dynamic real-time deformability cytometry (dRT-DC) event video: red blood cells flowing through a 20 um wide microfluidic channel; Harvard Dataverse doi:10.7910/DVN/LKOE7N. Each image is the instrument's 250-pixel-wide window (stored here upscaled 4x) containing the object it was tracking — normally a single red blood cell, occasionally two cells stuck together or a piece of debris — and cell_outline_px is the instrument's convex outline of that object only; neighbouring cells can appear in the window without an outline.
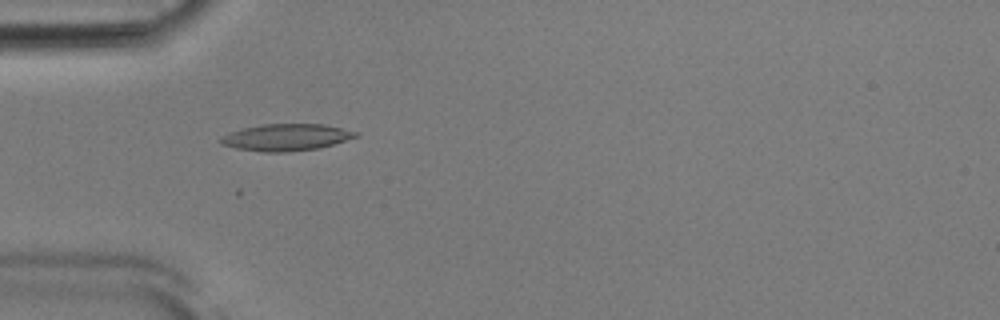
{"species": "Egyptian fruit bat (a non-hibernating species)", "species_latin": "Rousettus aegyptiacus", "temperature_condition": "room temperature", "stored_images_in_passage": 52, "camera_frame_rate_fps": 3000, "um_per_image_px": 0.085, "animal": {"sex": "male"}, "frame": {"image": 1, "passage_image": 16, "time_ms": 5.0, "image_size_px": [1000, 320], "cell_outline_px": [[360, 136], [320, 148], [288, 152], [264, 152], [236, 148], [220, 144], [220, 136], [244, 128], [264, 124], [324, 124], [360, 132]], "centroid_in_image_um": [24.37, 11.67], "position_along_channel_um": 60.6, "area_um2": 21.15}}
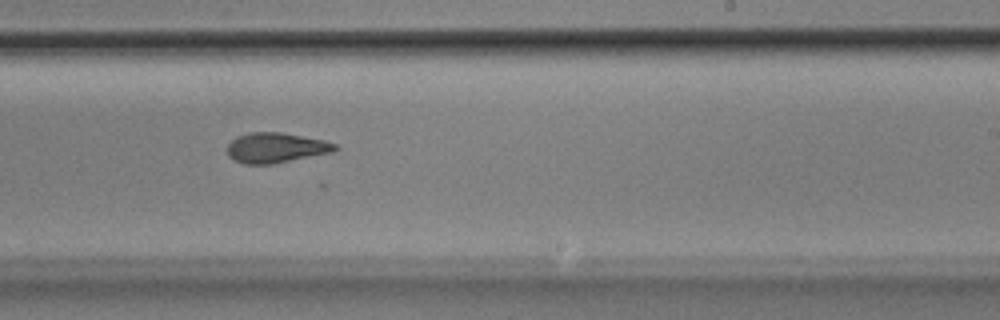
{"frame": {"image": 2, "passage_image": 32, "time_ms": 10.333, "image_size_px": [1000, 320], "cell_outline_px": [[340, 148], [332, 152], [272, 164], [244, 164], [228, 156], [228, 144], [236, 136], [248, 132], [280, 132], [324, 140], [336, 144]], "centroid_in_image_um": [23.45, 12.55], "position_along_channel_um": 265.6, "area_um2": 18.84}}
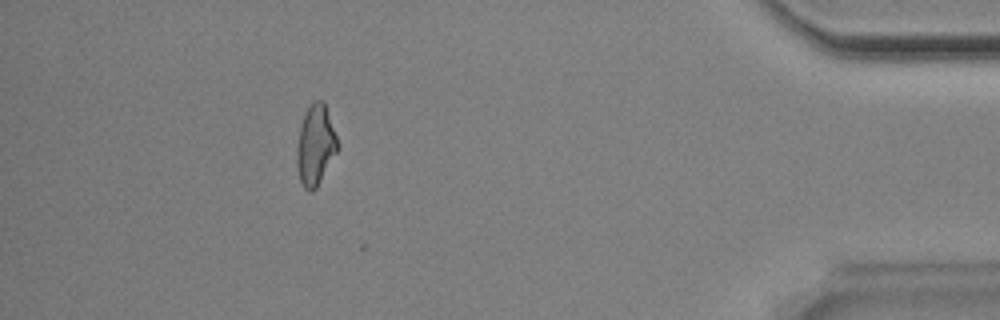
{"frame": {"image": 3, "passage_image": 47, "time_ms": 15.333, "image_size_px": [1000, 320], "cell_outline_px": [[336, 152], [316, 188], [312, 192], [304, 188], [300, 180], [296, 168], [296, 148], [300, 128], [304, 116], [308, 108], [316, 100], [324, 100], [336, 136]], "centroid_in_image_um": [26.78, 12.36], "position_along_channel_um": 408.4, "area_um2": 18.61}, "authors_computed_cell_mechanics": {"area_um2": 18.9295, "velocity_mm_per_s": 3.8795, "shape_relaxation_time_tau1_ms": null, "shape_relaxation_time_tau2_ms": 0.5502, "deformation_change_tau1": null, "deformation_change_tau2": 0.0542}}